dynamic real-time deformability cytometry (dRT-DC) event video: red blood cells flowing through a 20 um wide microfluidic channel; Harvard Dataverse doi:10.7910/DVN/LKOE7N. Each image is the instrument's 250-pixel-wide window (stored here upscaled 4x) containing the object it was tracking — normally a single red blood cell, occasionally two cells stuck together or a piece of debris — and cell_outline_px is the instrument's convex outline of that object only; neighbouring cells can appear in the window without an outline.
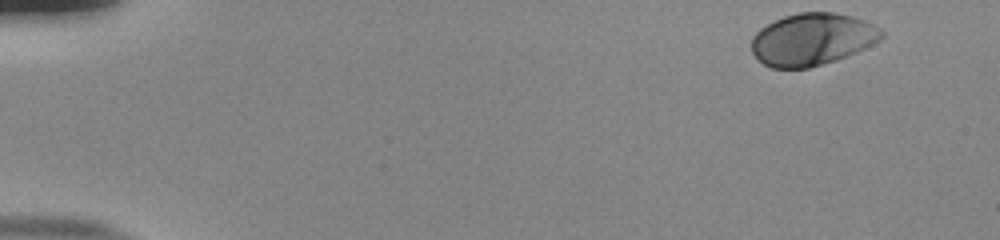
{"species": "human", "species_latin": "Homo sapiens", "temperature_condition": "room temperature", "stored_images_in_passage": 51, "camera_frame_rate_fps": 3000, "um_per_image_px": 0.085, "donor": {"sex": "male"}, "frame": {"image": 1, "passage_image": 1, "time_ms": 0.0, "image_size_px": [1000, 240], "cell_outline_px": [[884, 36], [880, 40], [856, 52], [836, 60], [808, 68], [772, 68], [764, 64], [752, 52], [752, 36], [760, 28], [784, 16], [800, 12], [832, 12], [852, 16], [864, 20], [880, 28], [884, 32]], "centroid_in_image_um": [69.04, 3.34], "position_along_channel_um": 16.0, "area_um2": 39.36}}
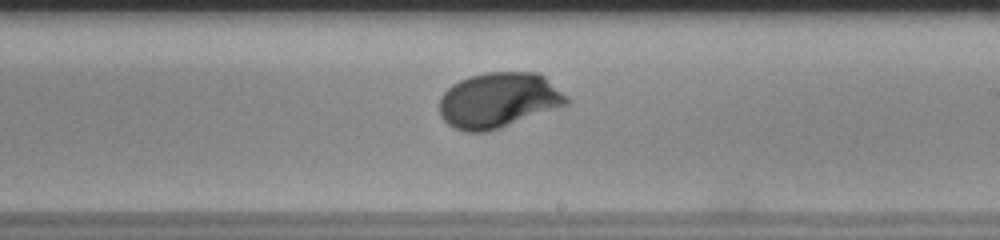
{"frame": {"image": 2, "passage_image": 30, "time_ms": 9.667, "image_size_px": [1000, 240], "cell_outline_px": [[568, 104], [500, 128], [488, 132], [464, 132], [448, 124], [440, 116], [440, 96], [452, 84], [468, 76], [484, 72], [540, 72], [568, 96]], "centroid_in_image_um": [42.37, 8.51], "position_along_channel_um": 246.6, "area_um2": 41.15}}
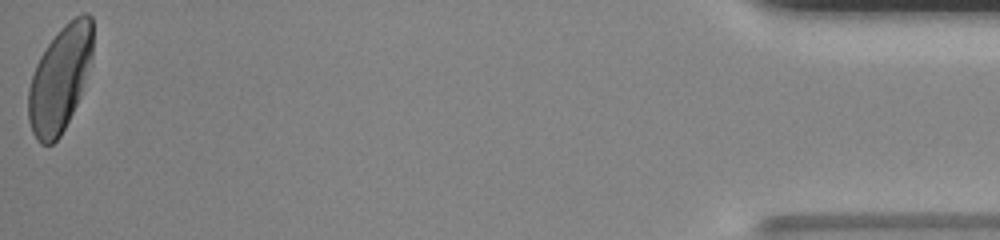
{"frame": {"image": 3, "passage_image": 51, "time_ms": 16.667, "image_size_px": [1000, 240], "cell_outline_px": [[92, 60], [80, 96], [60, 136], [52, 144], [40, 144], [36, 140], [32, 132], [28, 120], [28, 88], [36, 64], [40, 56], [48, 44], [60, 28], [68, 20], [84, 12], [88, 12], [92, 16]], "centroid_in_image_um": [5.09, 6.68], "position_along_channel_um": 430.1, "area_um2": 39.65}, "authors_computed_cell_mechanics": {"area_um2": 39.0728, "velocity_mm_per_s": 3.8162, "shape_relaxation_time_tau1_ms": 2.5689, "shape_relaxation_time_tau2_ms": null, "deformation_change_tau1": 0.1494, "deformation_change_tau2": null}}